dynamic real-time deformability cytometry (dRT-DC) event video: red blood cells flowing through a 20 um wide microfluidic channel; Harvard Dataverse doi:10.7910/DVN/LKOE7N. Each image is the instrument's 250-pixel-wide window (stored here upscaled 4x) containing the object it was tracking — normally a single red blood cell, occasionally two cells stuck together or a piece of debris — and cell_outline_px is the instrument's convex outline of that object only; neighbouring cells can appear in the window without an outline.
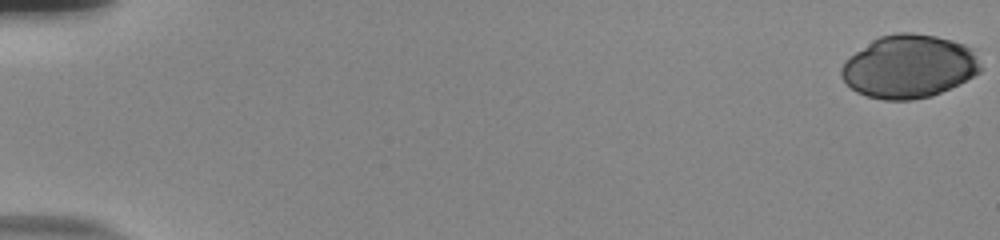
{"species": "human", "species_latin": "Homo sapiens", "temperature_condition": "room temperature", "stored_images_in_passage": 56, "camera_frame_rate_fps": 3000, "um_per_image_px": 0.085, "donor": {"sex": "male"}, "frame": {"image": 1, "passage_image": 1, "time_ms": 0.0, "image_size_px": [1000, 240], "cell_outline_px": [[984, 68], [980, 72], [932, 96], [912, 100], [884, 100], [868, 96], [856, 92], [840, 76], [840, 68], [856, 52], [872, 40], [880, 36], [896, 32], [912, 32], [936, 36], [952, 40], [964, 44], [972, 48]], "centroid_in_image_um": [77.28, 5.64], "position_along_channel_um": 7.7, "area_um2": 51.04}}
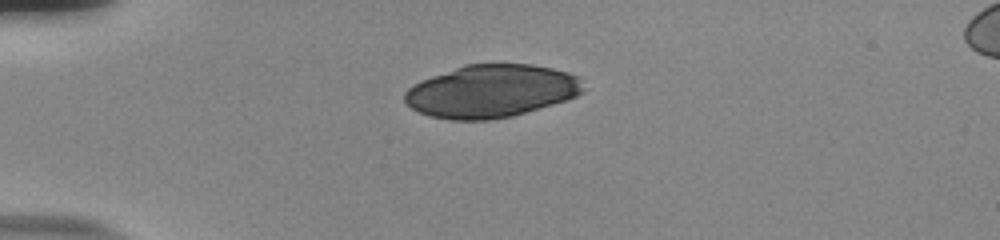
{"frame": {"image": 2, "passage_image": 16, "time_ms": 5.0, "image_size_px": [1000, 240], "cell_outline_px": [[584, 92], [576, 96], [552, 104], [512, 116], [488, 120], [448, 120], [428, 116], [412, 108], [404, 100], [404, 92], [412, 84], [420, 80], [464, 64], [532, 64], [552, 68], [568, 72], [580, 76], [584, 88]], "centroid_in_image_um": [41.75, 7.74], "position_along_channel_um": 43.3, "area_um2": 55.14}}